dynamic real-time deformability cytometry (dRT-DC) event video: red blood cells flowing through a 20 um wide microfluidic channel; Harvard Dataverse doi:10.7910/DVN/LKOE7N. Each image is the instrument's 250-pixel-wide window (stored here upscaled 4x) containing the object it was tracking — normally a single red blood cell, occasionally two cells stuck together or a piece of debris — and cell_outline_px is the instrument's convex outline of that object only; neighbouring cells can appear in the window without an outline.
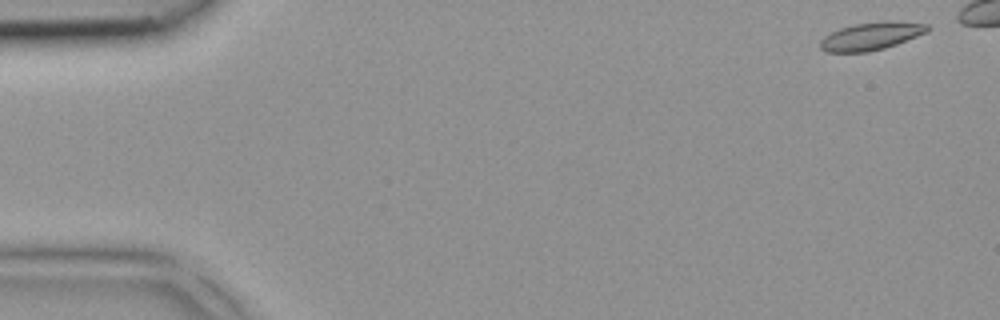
{"species": "common noctule bat (a hibernating species)", "species_latin": "Nyctalus noctula", "temperature_condition": "room temperature", "stored_images_in_passage": 37, "camera_frame_rate_fps": 3000, "um_per_image_px": 0.085, "animal": {"sex": "female", "body_mass_g": 18.4}, "frame": {"image": 1, "passage_image": 1, "time_ms": 0.0, "image_size_px": [1000, 320], "cell_outline_px": [[932, 28], [928, 32], [896, 44], [884, 48], [868, 52], [824, 52], [820, 48], [820, 40], [824, 36], [840, 28], [856, 24], [884, 20], [892, 20], [928, 24]], "centroid_in_image_um": [74.08, 3.06], "position_along_channel_um": 10.9, "area_um2": 17.51}}
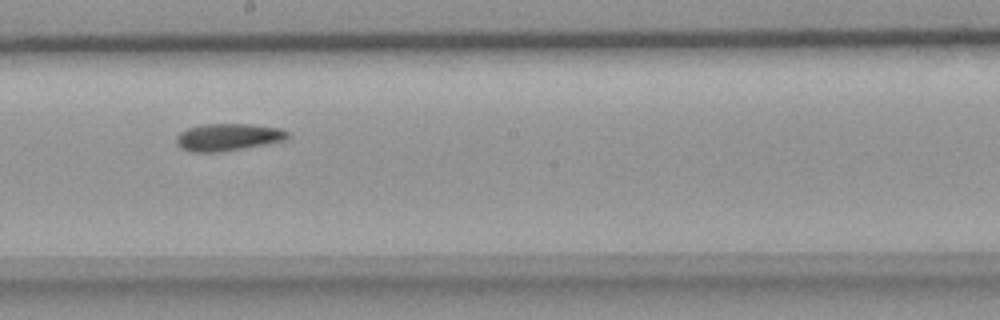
{"frame": {"image": 2, "passage_image": 23, "time_ms": 7.333, "image_size_px": [1000, 320], "cell_outline_px": [[288, 136], [284, 140], [264, 144], [216, 152], [192, 152], [180, 148], [176, 144], [176, 136], [180, 132], [188, 128], [204, 124], [248, 124], [280, 128], [288, 132]], "centroid_in_image_um": [19.32, 11.65], "position_along_channel_um": 228.9, "area_um2": 17.4}}
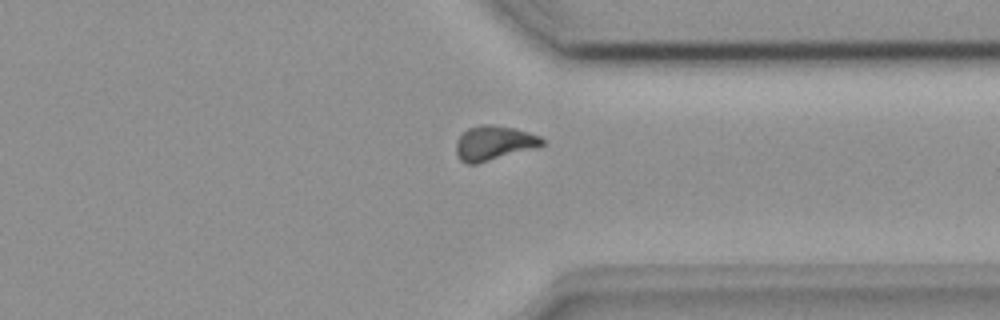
{"frame": {"image": 3, "passage_image": 32, "time_ms": 10.333, "image_size_px": [1000, 320], "cell_outline_px": [[544, 144], [536, 148], [476, 164], [468, 164], [460, 160], [456, 156], [456, 140], [468, 128], [480, 124], [488, 124], [512, 128], [528, 132], [540, 136], [544, 140]], "centroid_in_image_um": [41.96, 12.16], "position_along_channel_um": 369.4, "area_um2": 17.28}}